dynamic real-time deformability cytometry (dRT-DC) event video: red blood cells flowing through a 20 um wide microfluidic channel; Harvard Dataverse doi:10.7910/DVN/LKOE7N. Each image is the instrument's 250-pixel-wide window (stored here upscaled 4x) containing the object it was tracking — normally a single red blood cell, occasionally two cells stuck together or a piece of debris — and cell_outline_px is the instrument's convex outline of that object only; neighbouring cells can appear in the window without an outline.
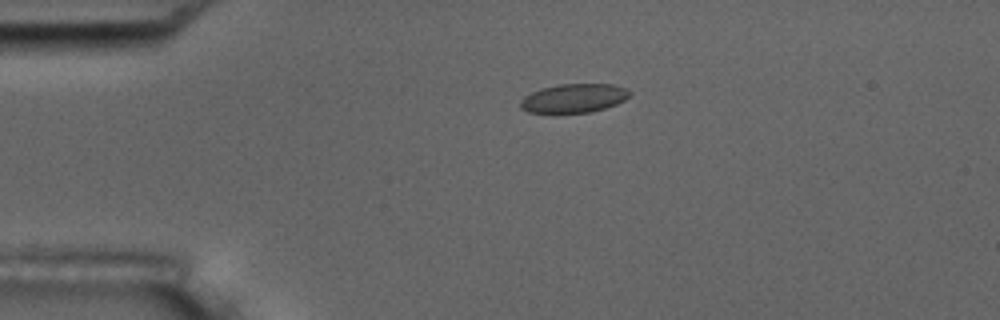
{"species": "common noctule bat (a hibernating species)", "species_latin": "Nyctalus noctula", "temperature_condition": "room temperature", "stored_images_in_passage": 4, "camera_frame_rate_fps": 3000, "um_per_image_px": 0.085, "animal": {"sex": "male", "body_mass_g": 17.5, "forearm_length_mm": 52.3}, "frame": {"image": 1, "passage_image": 3, "time_ms": 2.333, "image_size_px": [1000, 320], "cell_outline_px": [[632, 92], [624, 100], [616, 104], [592, 112], [556, 116], [528, 112], [520, 108], [520, 100], [524, 96], [540, 88], [560, 84], [612, 84], [628, 88]], "centroid_in_image_um": [48.72, 8.39], "position_along_channel_um": 36.3, "area_um2": 19.25}}